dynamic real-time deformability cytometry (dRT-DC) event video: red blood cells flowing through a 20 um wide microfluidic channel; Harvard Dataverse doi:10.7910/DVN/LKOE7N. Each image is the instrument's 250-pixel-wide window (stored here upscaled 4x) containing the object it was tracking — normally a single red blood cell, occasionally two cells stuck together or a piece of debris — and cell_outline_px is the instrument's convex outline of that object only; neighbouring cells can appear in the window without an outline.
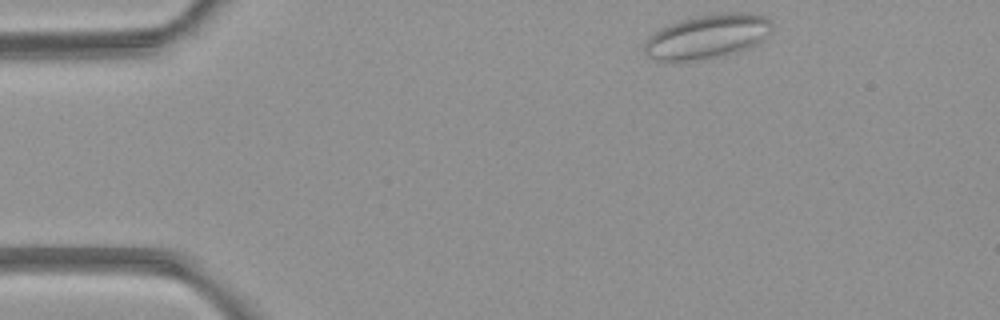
{"species": "common noctule bat (a hibernating species)", "species_latin": "Nyctalus noctula", "temperature_condition": "room temperature", "stored_images_in_passage": 4, "camera_frame_rate_fps": 3000, "um_per_image_px": 0.085, "animal": {"sex": "female", "body_mass_g": 21.9}, "frame": {"image": 1, "passage_image": 4, "time_ms": 3.333, "image_size_px": [1000, 320], "cell_outline_px": [[772, 32], [764, 40], [740, 52], [724, 56], [700, 60], [668, 64], [652, 60], [644, 52], [644, 40], [652, 32], [668, 24], [688, 16], [724, 12], [744, 12], [768, 16], [772, 20]], "centroid_in_image_um": [60.08, 3.12], "position_along_channel_um": 24.9, "area_um2": 34.56}}